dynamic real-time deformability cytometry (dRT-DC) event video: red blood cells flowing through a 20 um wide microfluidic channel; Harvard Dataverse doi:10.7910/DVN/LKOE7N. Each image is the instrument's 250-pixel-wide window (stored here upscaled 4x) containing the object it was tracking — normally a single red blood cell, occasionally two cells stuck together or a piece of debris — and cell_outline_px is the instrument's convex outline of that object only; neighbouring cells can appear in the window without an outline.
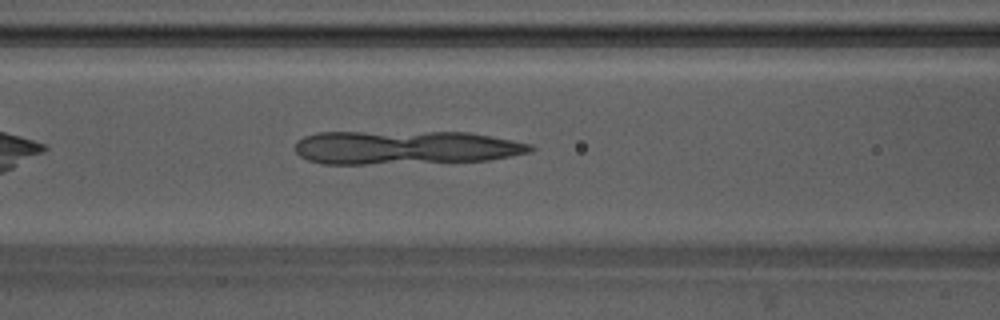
{"species": "Egyptian fruit bat (a non-hibernating species)", "species_latin": "Rousettus aegyptiacus", "temperature_condition": "warm", "stored_images_in_passage": 41, "camera_frame_rate_fps": 3000, "um_per_image_px": 0.085, "animal": {"sex": "male"}, "frame": {"image": 1, "passage_image": 9, "time_ms": 2.667, "image_size_px": [1000, 320], "cell_outline_px": [[536, 148], [532, 152], [488, 160], [364, 164], [320, 164], [308, 160], [300, 156], [296, 152], [296, 140], [304, 136], [320, 132], [468, 132], [512, 140], [532, 144]], "centroid_in_image_um": [34.44, 12.53], "position_along_channel_um": 132.2, "area_um2": 46.24}}
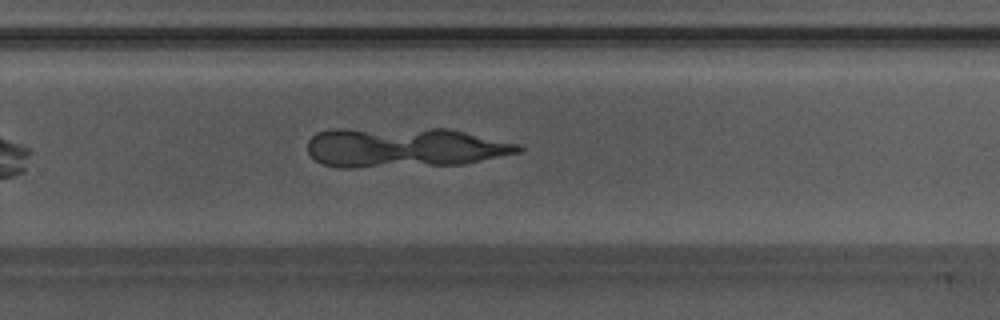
{"frame": {"image": 2, "passage_image": 22, "time_ms": 7.0, "image_size_px": [1000, 320], "cell_outline_px": [[524, 148], [520, 152], [464, 164], [356, 168], [340, 168], [324, 164], [316, 160], [308, 152], [308, 140], [316, 132], [332, 128], [448, 128], [520, 144]], "centroid_in_image_um": [34.34, 12.52], "position_along_channel_um": 295.5, "area_um2": 49.65}}
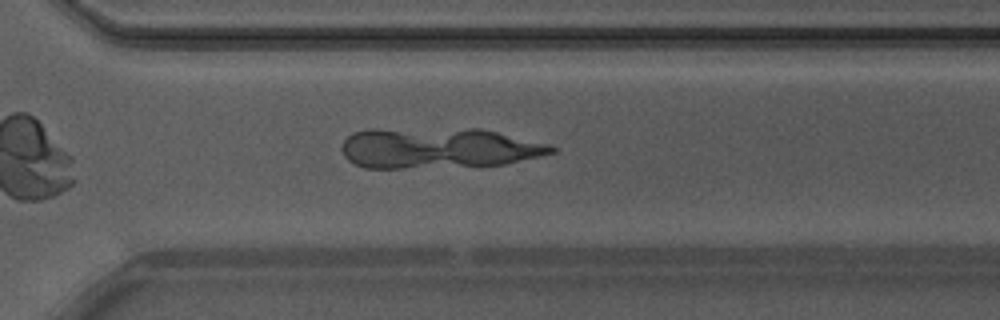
{"frame": {"image": 3, "passage_image": 25, "time_ms": 8.0, "image_size_px": [1000, 320], "cell_outline_px": [[556, 152], [504, 164], [400, 168], [364, 168], [348, 160], [344, 156], [344, 140], [352, 132], [368, 128], [480, 128], [548, 144], [556, 148]], "centroid_in_image_um": [37.21, 12.56], "position_along_channel_um": 333.4, "area_um2": 49.59}}